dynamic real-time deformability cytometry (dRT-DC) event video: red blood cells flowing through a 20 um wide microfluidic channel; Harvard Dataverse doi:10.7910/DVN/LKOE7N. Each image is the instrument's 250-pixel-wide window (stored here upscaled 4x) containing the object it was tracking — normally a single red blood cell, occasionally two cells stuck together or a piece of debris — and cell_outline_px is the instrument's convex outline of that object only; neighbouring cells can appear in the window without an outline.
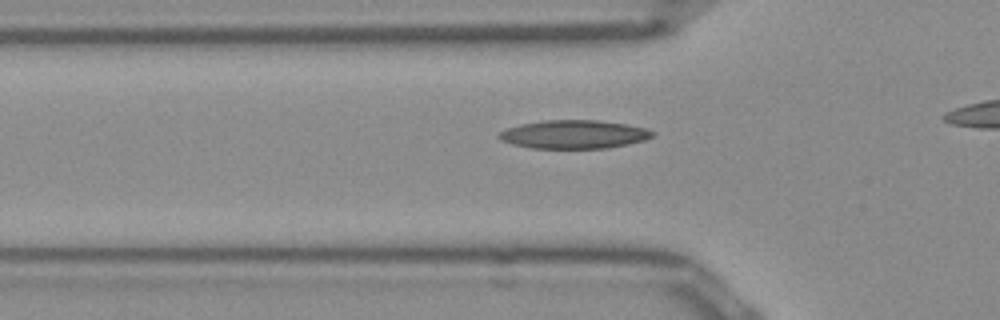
{"species": "Egyptian fruit bat (a non-hibernating species)", "species_latin": "Rousettus aegyptiacus", "temperature_condition": "room temperature", "stored_images_in_passage": 29, "camera_frame_rate_fps": 3000, "um_per_image_px": 0.085, "frame": {"image": 1, "passage_image": 11, "time_ms": 3.333, "image_size_px": [1000, 320], "cell_outline_px": [[656, 132], [652, 136], [644, 140], [628, 144], [608, 148], [532, 148], [512, 144], [500, 140], [496, 136], [500, 132], [508, 128], [520, 124], [544, 120], [596, 120], [628, 124], [644, 128]], "centroid_in_image_um": [48.77, 11.42], "position_along_channel_um": 77.0, "area_um2": 25.43}}
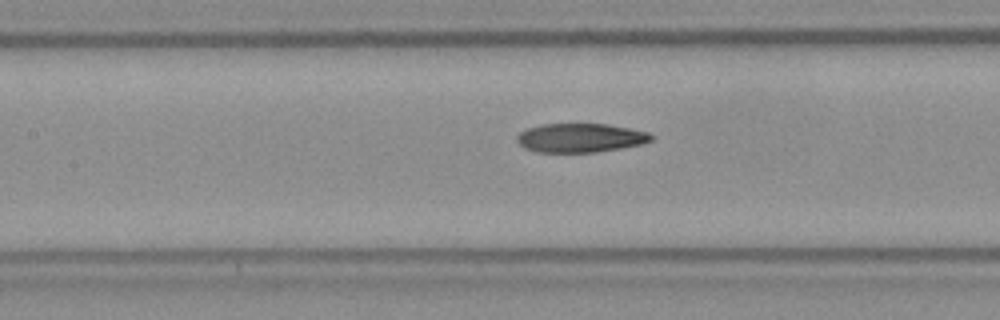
{"frame": {"image": 2, "passage_image": 17, "time_ms": 5.333, "image_size_px": [1000, 320], "cell_outline_px": [[656, 136], [652, 140], [644, 144], [596, 152], [536, 152], [524, 148], [516, 140], [516, 136], [520, 132], [528, 128], [540, 124], [608, 124], [648, 132]], "centroid_in_image_um": [49.34, 11.72], "position_along_channel_um": 158.1, "area_um2": 22.77}}
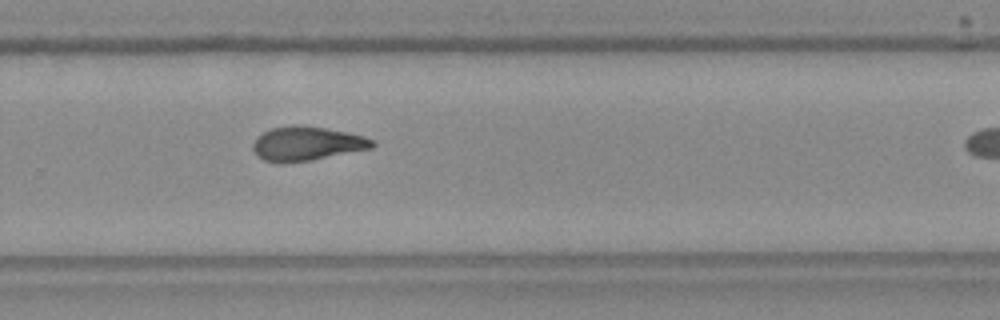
{"frame": {"image": 3, "passage_image": 28, "time_ms": 9.0, "image_size_px": [1000, 320], "cell_outline_px": [[376, 144], [372, 148], [308, 160], [284, 164], [280, 164], [264, 160], [256, 156], [252, 148], [252, 144], [256, 136], [272, 128], [296, 124], [300, 124], [348, 132], [364, 136], [372, 140]], "centroid_in_image_um": [26.02, 12.21], "position_along_channel_um": 303.8, "area_um2": 23.81}}